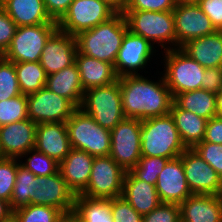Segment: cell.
<instances>
[{
  "instance_id": "obj_10",
  "label": "cell",
  "mask_w": 222,
  "mask_h": 222,
  "mask_svg": "<svg viewBox=\"0 0 222 222\" xmlns=\"http://www.w3.org/2000/svg\"><path fill=\"white\" fill-rule=\"evenodd\" d=\"M109 156L125 171L131 170L141 158V120L125 118L112 130Z\"/></svg>"
},
{
  "instance_id": "obj_40",
  "label": "cell",
  "mask_w": 222,
  "mask_h": 222,
  "mask_svg": "<svg viewBox=\"0 0 222 222\" xmlns=\"http://www.w3.org/2000/svg\"><path fill=\"white\" fill-rule=\"evenodd\" d=\"M111 213L114 222H142L143 219L122 196L111 199Z\"/></svg>"
},
{
  "instance_id": "obj_1",
  "label": "cell",
  "mask_w": 222,
  "mask_h": 222,
  "mask_svg": "<svg viewBox=\"0 0 222 222\" xmlns=\"http://www.w3.org/2000/svg\"><path fill=\"white\" fill-rule=\"evenodd\" d=\"M158 82L142 75L120 77L123 112L126 118L146 120L169 114L174 98L164 77Z\"/></svg>"
},
{
  "instance_id": "obj_15",
  "label": "cell",
  "mask_w": 222,
  "mask_h": 222,
  "mask_svg": "<svg viewBox=\"0 0 222 222\" xmlns=\"http://www.w3.org/2000/svg\"><path fill=\"white\" fill-rule=\"evenodd\" d=\"M154 49V45L148 40L127 30L114 63L117 76L140 75L138 71L144 69L150 58L152 59L156 51Z\"/></svg>"
},
{
  "instance_id": "obj_33",
  "label": "cell",
  "mask_w": 222,
  "mask_h": 222,
  "mask_svg": "<svg viewBox=\"0 0 222 222\" xmlns=\"http://www.w3.org/2000/svg\"><path fill=\"white\" fill-rule=\"evenodd\" d=\"M19 222H58L65 214L45 205H27L13 211Z\"/></svg>"
},
{
  "instance_id": "obj_49",
  "label": "cell",
  "mask_w": 222,
  "mask_h": 222,
  "mask_svg": "<svg viewBox=\"0 0 222 222\" xmlns=\"http://www.w3.org/2000/svg\"><path fill=\"white\" fill-rule=\"evenodd\" d=\"M110 5L117 13H123L127 0H103Z\"/></svg>"
},
{
  "instance_id": "obj_47",
  "label": "cell",
  "mask_w": 222,
  "mask_h": 222,
  "mask_svg": "<svg viewBox=\"0 0 222 222\" xmlns=\"http://www.w3.org/2000/svg\"><path fill=\"white\" fill-rule=\"evenodd\" d=\"M47 13L54 21H59L74 0H43Z\"/></svg>"
},
{
  "instance_id": "obj_26",
  "label": "cell",
  "mask_w": 222,
  "mask_h": 222,
  "mask_svg": "<svg viewBox=\"0 0 222 222\" xmlns=\"http://www.w3.org/2000/svg\"><path fill=\"white\" fill-rule=\"evenodd\" d=\"M181 49L204 68L222 67V31L190 40Z\"/></svg>"
},
{
  "instance_id": "obj_30",
  "label": "cell",
  "mask_w": 222,
  "mask_h": 222,
  "mask_svg": "<svg viewBox=\"0 0 222 222\" xmlns=\"http://www.w3.org/2000/svg\"><path fill=\"white\" fill-rule=\"evenodd\" d=\"M174 102L182 109L195 113L207 120L217 116L215 93L197 89L177 94Z\"/></svg>"
},
{
  "instance_id": "obj_19",
  "label": "cell",
  "mask_w": 222,
  "mask_h": 222,
  "mask_svg": "<svg viewBox=\"0 0 222 222\" xmlns=\"http://www.w3.org/2000/svg\"><path fill=\"white\" fill-rule=\"evenodd\" d=\"M37 124L29 118L0 126V146L8 158H18L35 147Z\"/></svg>"
},
{
  "instance_id": "obj_28",
  "label": "cell",
  "mask_w": 222,
  "mask_h": 222,
  "mask_svg": "<svg viewBox=\"0 0 222 222\" xmlns=\"http://www.w3.org/2000/svg\"><path fill=\"white\" fill-rule=\"evenodd\" d=\"M169 113L186 148H193L203 141L207 119L180 108L174 101Z\"/></svg>"
},
{
  "instance_id": "obj_18",
  "label": "cell",
  "mask_w": 222,
  "mask_h": 222,
  "mask_svg": "<svg viewBox=\"0 0 222 222\" xmlns=\"http://www.w3.org/2000/svg\"><path fill=\"white\" fill-rule=\"evenodd\" d=\"M156 190L160 201L180 205L192 195L186 182L181 157L170 159L158 175Z\"/></svg>"
},
{
  "instance_id": "obj_22",
  "label": "cell",
  "mask_w": 222,
  "mask_h": 222,
  "mask_svg": "<svg viewBox=\"0 0 222 222\" xmlns=\"http://www.w3.org/2000/svg\"><path fill=\"white\" fill-rule=\"evenodd\" d=\"M179 207L181 222H222L221 195L192 194Z\"/></svg>"
},
{
  "instance_id": "obj_35",
  "label": "cell",
  "mask_w": 222,
  "mask_h": 222,
  "mask_svg": "<svg viewBox=\"0 0 222 222\" xmlns=\"http://www.w3.org/2000/svg\"><path fill=\"white\" fill-rule=\"evenodd\" d=\"M21 95L15 63L0 56V101Z\"/></svg>"
},
{
  "instance_id": "obj_25",
  "label": "cell",
  "mask_w": 222,
  "mask_h": 222,
  "mask_svg": "<svg viewBox=\"0 0 222 222\" xmlns=\"http://www.w3.org/2000/svg\"><path fill=\"white\" fill-rule=\"evenodd\" d=\"M75 63L80 73L84 91L100 86H106L118 80L114 65L88 57L77 51Z\"/></svg>"
},
{
  "instance_id": "obj_3",
  "label": "cell",
  "mask_w": 222,
  "mask_h": 222,
  "mask_svg": "<svg viewBox=\"0 0 222 222\" xmlns=\"http://www.w3.org/2000/svg\"><path fill=\"white\" fill-rule=\"evenodd\" d=\"M186 149L170 113L141 121V157L174 159Z\"/></svg>"
},
{
  "instance_id": "obj_48",
  "label": "cell",
  "mask_w": 222,
  "mask_h": 222,
  "mask_svg": "<svg viewBox=\"0 0 222 222\" xmlns=\"http://www.w3.org/2000/svg\"><path fill=\"white\" fill-rule=\"evenodd\" d=\"M13 213L10 202L0 198V222L8 218Z\"/></svg>"
},
{
  "instance_id": "obj_50",
  "label": "cell",
  "mask_w": 222,
  "mask_h": 222,
  "mask_svg": "<svg viewBox=\"0 0 222 222\" xmlns=\"http://www.w3.org/2000/svg\"><path fill=\"white\" fill-rule=\"evenodd\" d=\"M216 96V113L218 117H222V90L215 93Z\"/></svg>"
},
{
  "instance_id": "obj_21",
  "label": "cell",
  "mask_w": 222,
  "mask_h": 222,
  "mask_svg": "<svg viewBox=\"0 0 222 222\" xmlns=\"http://www.w3.org/2000/svg\"><path fill=\"white\" fill-rule=\"evenodd\" d=\"M94 158L83 150L72 148L59 163V171L75 196L86 190Z\"/></svg>"
},
{
  "instance_id": "obj_37",
  "label": "cell",
  "mask_w": 222,
  "mask_h": 222,
  "mask_svg": "<svg viewBox=\"0 0 222 222\" xmlns=\"http://www.w3.org/2000/svg\"><path fill=\"white\" fill-rule=\"evenodd\" d=\"M169 160L161 157H141L137 165L130 171L138 179L156 186L158 175L163 171Z\"/></svg>"
},
{
  "instance_id": "obj_5",
  "label": "cell",
  "mask_w": 222,
  "mask_h": 222,
  "mask_svg": "<svg viewBox=\"0 0 222 222\" xmlns=\"http://www.w3.org/2000/svg\"><path fill=\"white\" fill-rule=\"evenodd\" d=\"M123 14L128 30L132 33L142 36L153 45L159 44L164 51L176 48L173 11H123ZM165 44L170 46L166 47Z\"/></svg>"
},
{
  "instance_id": "obj_14",
  "label": "cell",
  "mask_w": 222,
  "mask_h": 222,
  "mask_svg": "<svg viewBox=\"0 0 222 222\" xmlns=\"http://www.w3.org/2000/svg\"><path fill=\"white\" fill-rule=\"evenodd\" d=\"M180 157L192 194L221 195L222 179L193 148H187Z\"/></svg>"
},
{
  "instance_id": "obj_42",
  "label": "cell",
  "mask_w": 222,
  "mask_h": 222,
  "mask_svg": "<svg viewBox=\"0 0 222 222\" xmlns=\"http://www.w3.org/2000/svg\"><path fill=\"white\" fill-rule=\"evenodd\" d=\"M179 0H127L124 11H173Z\"/></svg>"
},
{
  "instance_id": "obj_53",
  "label": "cell",
  "mask_w": 222,
  "mask_h": 222,
  "mask_svg": "<svg viewBox=\"0 0 222 222\" xmlns=\"http://www.w3.org/2000/svg\"><path fill=\"white\" fill-rule=\"evenodd\" d=\"M5 158L4 154L2 153V150H1V146H0V161L3 160Z\"/></svg>"
},
{
  "instance_id": "obj_36",
  "label": "cell",
  "mask_w": 222,
  "mask_h": 222,
  "mask_svg": "<svg viewBox=\"0 0 222 222\" xmlns=\"http://www.w3.org/2000/svg\"><path fill=\"white\" fill-rule=\"evenodd\" d=\"M28 118L27 95L0 101V126Z\"/></svg>"
},
{
  "instance_id": "obj_12",
  "label": "cell",
  "mask_w": 222,
  "mask_h": 222,
  "mask_svg": "<svg viewBox=\"0 0 222 222\" xmlns=\"http://www.w3.org/2000/svg\"><path fill=\"white\" fill-rule=\"evenodd\" d=\"M176 48L188 41L215 33L210 18L201 10L195 0H179L173 10Z\"/></svg>"
},
{
  "instance_id": "obj_39",
  "label": "cell",
  "mask_w": 222,
  "mask_h": 222,
  "mask_svg": "<svg viewBox=\"0 0 222 222\" xmlns=\"http://www.w3.org/2000/svg\"><path fill=\"white\" fill-rule=\"evenodd\" d=\"M193 149L217 172L222 179V144L200 142L195 145Z\"/></svg>"
},
{
  "instance_id": "obj_17",
  "label": "cell",
  "mask_w": 222,
  "mask_h": 222,
  "mask_svg": "<svg viewBox=\"0 0 222 222\" xmlns=\"http://www.w3.org/2000/svg\"><path fill=\"white\" fill-rule=\"evenodd\" d=\"M76 53L75 36L57 29L47 40L39 63L49 75L74 64Z\"/></svg>"
},
{
  "instance_id": "obj_38",
  "label": "cell",
  "mask_w": 222,
  "mask_h": 222,
  "mask_svg": "<svg viewBox=\"0 0 222 222\" xmlns=\"http://www.w3.org/2000/svg\"><path fill=\"white\" fill-rule=\"evenodd\" d=\"M19 163L18 158L5 157L0 161V198L8 202L11 201Z\"/></svg>"
},
{
  "instance_id": "obj_45",
  "label": "cell",
  "mask_w": 222,
  "mask_h": 222,
  "mask_svg": "<svg viewBox=\"0 0 222 222\" xmlns=\"http://www.w3.org/2000/svg\"><path fill=\"white\" fill-rule=\"evenodd\" d=\"M201 89L218 93L222 90V67L205 68Z\"/></svg>"
},
{
  "instance_id": "obj_44",
  "label": "cell",
  "mask_w": 222,
  "mask_h": 222,
  "mask_svg": "<svg viewBox=\"0 0 222 222\" xmlns=\"http://www.w3.org/2000/svg\"><path fill=\"white\" fill-rule=\"evenodd\" d=\"M201 10L210 18L217 31H222V0H195Z\"/></svg>"
},
{
  "instance_id": "obj_43",
  "label": "cell",
  "mask_w": 222,
  "mask_h": 222,
  "mask_svg": "<svg viewBox=\"0 0 222 222\" xmlns=\"http://www.w3.org/2000/svg\"><path fill=\"white\" fill-rule=\"evenodd\" d=\"M17 25L0 7V56L8 49L14 37Z\"/></svg>"
},
{
  "instance_id": "obj_24",
  "label": "cell",
  "mask_w": 222,
  "mask_h": 222,
  "mask_svg": "<svg viewBox=\"0 0 222 222\" xmlns=\"http://www.w3.org/2000/svg\"><path fill=\"white\" fill-rule=\"evenodd\" d=\"M0 7L18 27L57 24L47 13L43 0H0Z\"/></svg>"
},
{
  "instance_id": "obj_2",
  "label": "cell",
  "mask_w": 222,
  "mask_h": 222,
  "mask_svg": "<svg viewBox=\"0 0 222 222\" xmlns=\"http://www.w3.org/2000/svg\"><path fill=\"white\" fill-rule=\"evenodd\" d=\"M127 30L124 14L116 13L107 21L75 36L77 51L114 65Z\"/></svg>"
},
{
  "instance_id": "obj_20",
  "label": "cell",
  "mask_w": 222,
  "mask_h": 222,
  "mask_svg": "<svg viewBox=\"0 0 222 222\" xmlns=\"http://www.w3.org/2000/svg\"><path fill=\"white\" fill-rule=\"evenodd\" d=\"M34 148L60 163L72 149L66 122L37 124Z\"/></svg>"
},
{
  "instance_id": "obj_27",
  "label": "cell",
  "mask_w": 222,
  "mask_h": 222,
  "mask_svg": "<svg viewBox=\"0 0 222 222\" xmlns=\"http://www.w3.org/2000/svg\"><path fill=\"white\" fill-rule=\"evenodd\" d=\"M45 87L68 99L76 108L80 107L84 89L76 63L47 75Z\"/></svg>"
},
{
  "instance_id": "obj_7",
  "label": "cell",
  "mask_w": 222,
  "mask_h": 222,
  "mask_svg": "<svg viewBox=\"0 0 222 222\" xmlns=\"http://www.w3.org/2000/svg\"><path fill=\"white\" fill-rule=\"evenodd\" d=\"M162 75L173 98L180 93L201 89L205 68L181 48L164 51Z\"/></svg>"
},
{
  "instance_id": "obj_8",
  "label": "cell",
  "mask_w": 222,
  "mask_h": 222,
  "mask_svg": "<svg viewBox=\"0 0 222 222\" xmlns=\"http://www.w3.org/2000/svg\"><path fill=\"white\" fill-rule=\"evenodd\" d=\"M117 12L103 0H74L57 22L58 29L77 36L81 32L107 21Z\"/></svg>"
},
{
  "instance_id": "obj_31",
  "label": "cell",
  "mask_w": 222,
  "mask_h": 222,
  "mask_svg": "<svg viewBox=\"0 0 222 222\" xmlns=\"http://www.w3.org/2000/svg\"><path fill=\"white\" fill-rule=\"evenodd\" d=\"M15 71L23 95H29L45 87L47 74L38 62L15 63Z\"/></svg>"
},
{
  "instance_id": "obj_54",
  "label": "cell",
  "mask_w": 222,
  "mask_h": 222,
  "mask_svg": "<svg viewBox=\"0 0 222 222\" xmlns=\"http://www.w3.org/2000/svg\"><path fill=\"white\" fill-rule=\"evenodd\" d=\"M73 222H79V221L75 218L74 215H73Z\"/></svg>"
},
{
  "instance_id": "obj_9",
  "label": "cell",
  "mask_w": 222,
  "mask_h": 222,
  "mask_svg": "<svg viewBox=\"0 0 222 222\" xmlns=\"http://www.w3.org/2000/svg\"><path fill=\"white\" fill-rule=\"evenodd\" d=\"M57 29L58 24L17 27L10 46L2 56L14 63L38 62L47 40Z\"/></svg>"
},
{
  "instance_id": "obj_11",
  "label": "cell",
  "mask_w": 222,
  "mask_h": 222,
  "mask_svg": "<svg viewBox=\"0 0 222 222\" xmlns=\"http://www.w3.org/2000/svg\"><path fill=\"white\" fill-rule=\"evenodd\" d=\"M125 173L110 156L95 157L88 185L81 195L107 199L122 196Z\"/></svg>"
},
{
  "instance_id": "obj_41",
  "label": "cell",
  "mask_w": 222,
  "mask_h": 222,
  "mask_svg": "<svg viewBox=\"0 0 222 222\" xmlns=\"http://www.w3.org/2000/svg\"><path fill=\"white\" fill-rule=\"evenodd\" d=\"M142 222H181L180 207L178 204L162 202L144 215Z\"/></svg>"
},
{
  "instance_id": "obj_6",
  "label": "cell",
  "mask_w": 222,
  "mask_h": 222,
  "mask_svg": "<svg viewBox=\"0 0 222 222\" xmlns=\"http://www.w3.org/2000/svg\"><path fill=\"white\" fill-rule=\"evenodd\" d=\"M66 125L72 148L83 150L94 157L109 156L110 130L101 127L80 108L72 113Z\"/></svg>"
},
{
  "instance_id": "obj_52",
  "label": "cell",
  "mask_w": 222,
  "mask_h": 222,
  "mask_svg": "<svg viewBox=\"0 0 222 222\" xmlns=\"http://www.w3.org/2000/svg\"><path fill=\"white\" fill-rule=\"evenodd\" d=\"M58 222H73V214L65 215Z\"/></svg>"
},
{
  "instance_id": "obj_29",
  "label": "cell",
  "mask_w": 222,
  "mask_h": 222,
  "mask_svg": "<svg viewBox=\"0 0 222 222\" xmlns=\"http://www.w3.org/2000/svg\"><path fill=\"white\" fill-rule=\"evenodd\" d=\"M79 222H114L111 199L77 195L72 213Z\"/></svg>"
},
{
  "instance_id": "obj_51",
  "label": "cell",
  "mask_w": 222,
  "mask_h": 222,
  "mask_svg": "<svg viewBox=\"0 0 222 222\" xmlns=\"http://www.w3.org/2000/svg\"><path fill=\"white\" fill-rule=\"evenodd\" d=\"M1 222H19V220L16 215L12 213L8 218L2 220Z\"/></svg>"
},
{
  "instance_id": "obj_16",
  "label": "cell",
  "mask_w": 222,
  "mask_h": 222,
  "mask_svg": "<svg viewBox=\"0 0 222 222\" xmlns=\"http://www.w3.org/2000/svg\"><path fill=\"white\" fill-rule=\"evenodd\" d=\"M37 181L30 204L57 208L65 215L73 213L76 196L69 189L60 171L49 176H37Z\"/></svg>"
},
{
  "instance_id": "obj_46",
  "label": "cell",
  "mask_w": 222,
  "mask_h": 222,
  "mask_svg": "<svg viewBox=\"0 0 222 222\" xmlns=\"http://www.w3.org/2000/svg\"><path fill=\"white\" fill-rule=\"evenodd\" d=\"M213 144H222V117H212L207 121L203 141Z\"/></svg>"
},
{
  "instance_id": "obj_23",
  "label": "cell",
  "mask_w": 222,
  "mask_h": 222,
  "mask_svg": "<svg viewBox=\"0 0 222 222\" xmlns=\"http://www.w3.org/2000/svg\"><path fill=\"white\" fill-rule=\"evenodd\" d=\"M122 197L142 216L162 203L155 185L138 179L130 170L123 179Z\"/></svg>"
},
{
  "instance_id": "obj_4",
  "label": "cell",
  "mask_w": 222,
  "mask_h": 222,
  "mask_svg": "<svg viewBox=\"0 0 222 222\" xmlns=\"http://www.w3.org/2000/svg\"><path fill=\"white\" fill-rule=\"evenodd\" d=\"M101 127L112 130L125 119L121 101L120 77L112 84L84 91L79 107Z\"/></svg>"
},
{
  "instance_id": "obj_13",
  "label": "cell",
  "mask_w": 222,
  "mask_h": 222,
  "mask_svg": "<svg viewBox=\"0 0 222 222\" xmlns=\"http://www.w3.org/2000/svg\"><path fill=\"white\" fill-rule=\"evenodd\" d=\"M77 108L46 87L27 95L28 118L36 124L66 122Z\"/></svg>"
},
{
  "instance_id": "obj_32",
  "label": "cell",
  "mask_w": 222,
  "mask_h": 222,
  "mask_svg": "<svg viewBox=\"0 0 222 222\" xmlns=\"http://www.w3.org/2000/svg\"><path fill=\"white\" fill-rule=\"evenodd\" d=\"M36 183H38L37 176L19 163L10 201V207L13 211L30 205L35 194Z\"/></svg>"
},
{
  "instance_id": "obj_34",
  "label": "cell",
  "mask_w": 222,
  "mask_h": 222,
  "mask_svg": "<svg viewBox=\"0 0 222 222\" xmlns=\"http://www.w3.org/2000/svg\"><path fill=\"white\" fill-rule=\"evenodd\" d=\"M30 154H32V156H26ZM24 156L27 159H25L26 161L23 163L20 160V164L31 171L35 176H49L59 171V163L35 148L27 151L20 158H23Z\"/></svg>"
}]
</instances>
